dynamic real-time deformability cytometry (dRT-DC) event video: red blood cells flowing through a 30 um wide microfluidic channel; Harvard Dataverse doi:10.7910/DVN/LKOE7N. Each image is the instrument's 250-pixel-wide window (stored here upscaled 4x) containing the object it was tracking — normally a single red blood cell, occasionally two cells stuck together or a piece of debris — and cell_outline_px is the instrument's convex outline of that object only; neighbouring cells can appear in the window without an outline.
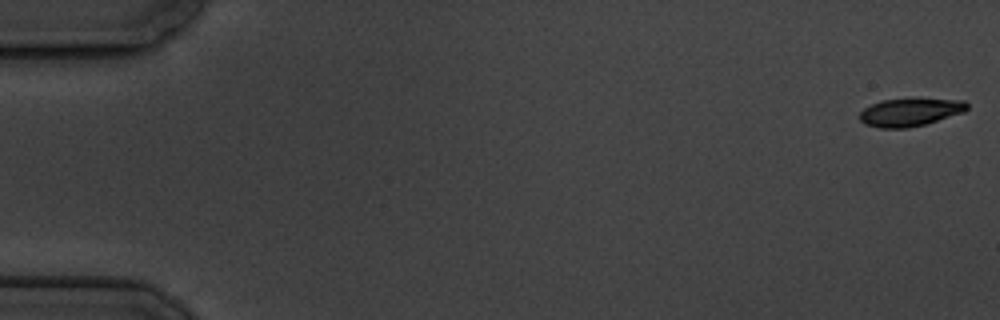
{"species": "common noctule bat (a hibernating species)", "species_latin": "Nyctalus noctula", "temperature_condition": "cold", "stored_images_in_passage": 6, "camera_frame_rate_fps": 3000, "um_per_image_px": 0.085, "animal": {"sex": "male", "body_mass_g": 19.5, "forearm_length_mm": 54.6}, "frame": {"image": 1, "passage_image": 1, "time_ms": 0.0, "image_size_px": [1000, 320], "cell_outline_px": [[968, 108], [964, 112], [924, 124], [908, 128], [880, 128], [864, 124], [860, 120], [860, 112], [864, 108], [880, 100], [964, 100], [968, 104]], "centroid_in_image_um": [77.32, 9.56], "position_along_channel_um": 7.7, "area_um2": 16.99}}
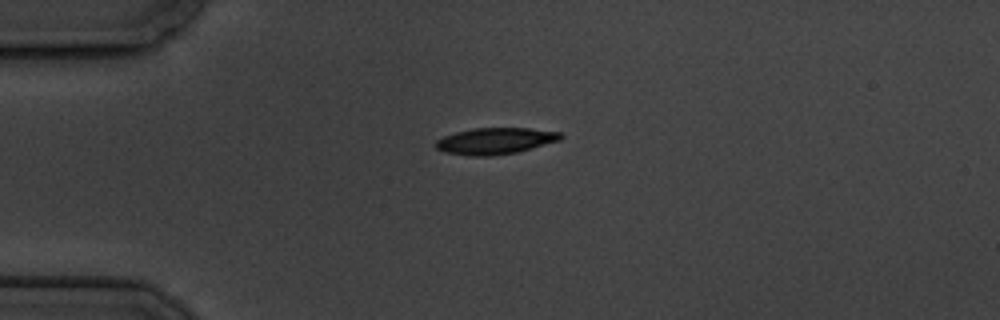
{"frame": {"image": 2, "passage_image": 5, "time_ms": 4.667, "image_size_px": [1000, 320], "cell_outline_px": [[564, 136], [560, 140], [532, 148], [516, 152], [492, 156], [472, 156], [444, 152], [436, 148], [436, 140], [444, 136], [456, 132], [476, 128], [528, 128], [560, 132]], "centroid_in_image_um": [42.1, 11.98], "position_along_channel_um": 42.9, "area_um2": 19.13}}